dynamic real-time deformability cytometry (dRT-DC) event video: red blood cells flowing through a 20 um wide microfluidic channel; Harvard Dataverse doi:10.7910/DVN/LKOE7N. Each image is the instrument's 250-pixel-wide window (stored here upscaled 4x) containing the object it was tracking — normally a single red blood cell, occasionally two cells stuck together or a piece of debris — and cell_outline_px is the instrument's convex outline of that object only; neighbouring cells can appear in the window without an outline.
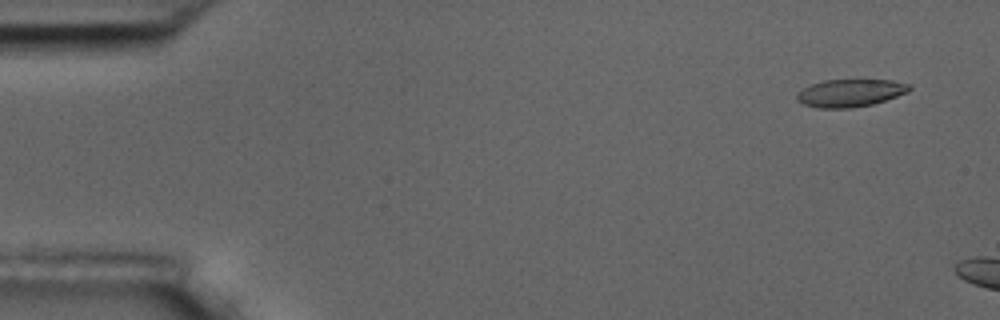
{"species": "common noctule bat (a hibernating species)", "species_latin": "Nyctalus noctula", "temperature_condition": "room temperature", "stored_images_in_passage": 3, "camera_frame_rate_fps": 3000, "um_per_image_px": 0.085, "animal": {"sex": "male", "body_mass_g": 17.5, "forearm_length_mm": 52.3}, "frame": {"image": 1, "passage_image": 1, "time_ms": 0.0, "image_size_px": [1000, 320], "cell_outline_px": [[912, 88], [908, 92], [872, 104], [852, 108], [816, 108], [804, 104], [796, 100], [796, 92], [812, 84], [824, 80], [892, 80], [912, 84]], "centroid_in_image_um": [72.27, 7.9], "position_along_channel_um": 12.7, "area_um2": 18.15}}